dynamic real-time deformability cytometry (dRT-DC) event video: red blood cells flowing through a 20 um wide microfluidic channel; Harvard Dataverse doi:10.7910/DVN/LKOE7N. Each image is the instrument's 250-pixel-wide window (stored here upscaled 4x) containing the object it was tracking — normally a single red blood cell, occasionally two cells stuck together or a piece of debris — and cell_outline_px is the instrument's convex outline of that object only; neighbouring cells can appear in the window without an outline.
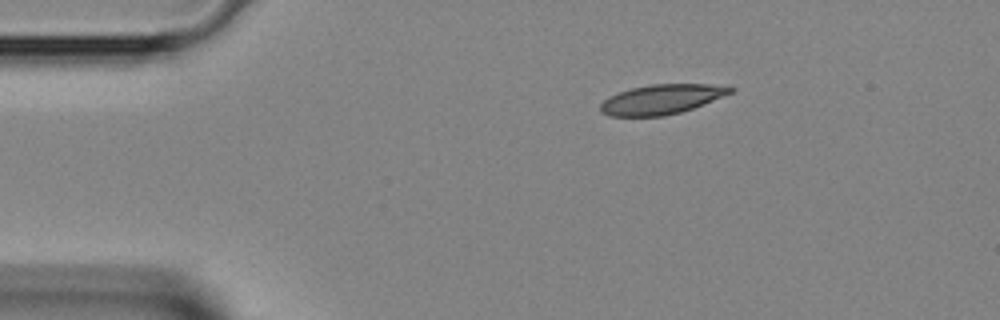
{"species": "Egyptian fruit bat (a non-hibernating species)", "species_latin": "Rousettus aegyptiacus", "temperature_condition": "room temperature", "stored_images_in_passage": 3, "camera_frame_rate_fps": 3000, "um_per_image_px": 0.085, "animal": {"sex": "female"}, "frame": {"image": 1, "passage_image": 1, "time_ms": 0.0, "image_size_px": [1000, 320], "cell_outline_px": [[736, 88], [732, 92], [704, 104], [680, 112], [664, 116], [608, 116], [600, 112], [600, 104], [608, 96], [632, 88], [648, 84], [708, 84]], "centroid_in_image_um": [56.19, 8.44], "position_along_channel_um": 28.8, "area_um2": 22.37}}